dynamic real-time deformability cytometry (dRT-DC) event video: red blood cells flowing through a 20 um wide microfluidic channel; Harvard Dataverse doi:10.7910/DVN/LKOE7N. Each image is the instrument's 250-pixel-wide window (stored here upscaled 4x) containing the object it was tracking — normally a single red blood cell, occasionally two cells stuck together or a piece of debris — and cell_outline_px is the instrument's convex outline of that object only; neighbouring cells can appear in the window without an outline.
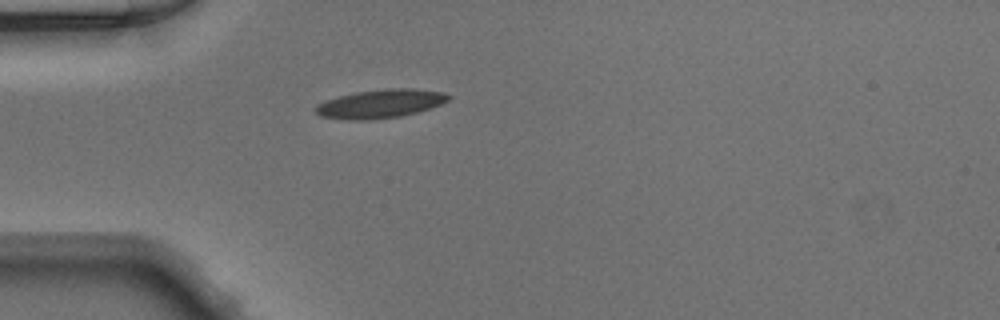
{"species": "Egyptian fruit bat (a non-hibernating species)", "species_latin": "Rousettus aegyptiacus", "temperature_condition": "warm", "stored_images_in_passage": 36, "camera_frame_rate_fps": 3000, "um_per_image_px": 0.085, "animal": {"sex": "male"}, "frame": {"image": 1, "passage_image": 1, "time_ms": 0.0, "image_size_px": [1000, 320], "cell_outline_px": [[452, 96], [448, 100], [440, 104], [416, 112], [400, 116], [364, 120], [348, 120], [320, 116], [316, 112], [316, 104], [324, 100], [356, 92], [392, 88], [412, 88], [444, 92]], "centroid_in_image_um": [32.32, 8.81], "position_along_channel_um": 52.7, "area_um2": 21.91}}
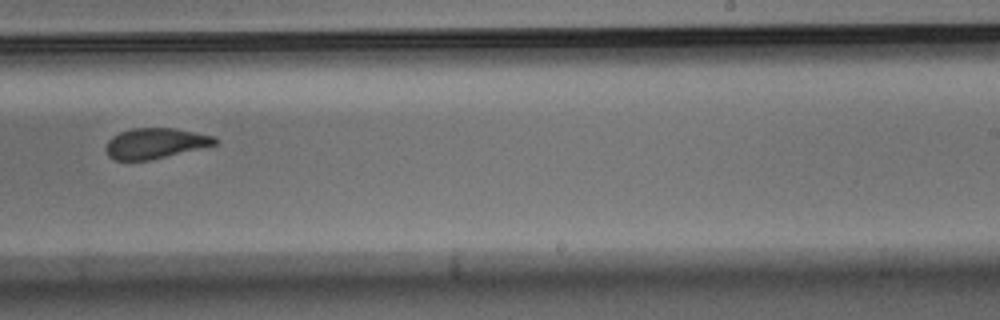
{"frame": {"image": 2, "passage_image": 18, "time_ms": 5.667, "image_size_px": [1000, 320], "cell_outline_px": [[220, 140], [216, 144], [148, 160], [116, 160], [108, 156], [104, 148], [108, 140], [112, 136], [120, 132], [132, 128], [172, 128], [212, 136]], "centroid_in_image_um": [13.13, 12.18], "position_along_channel_um": 275.9, "area_um2": 19.02}}
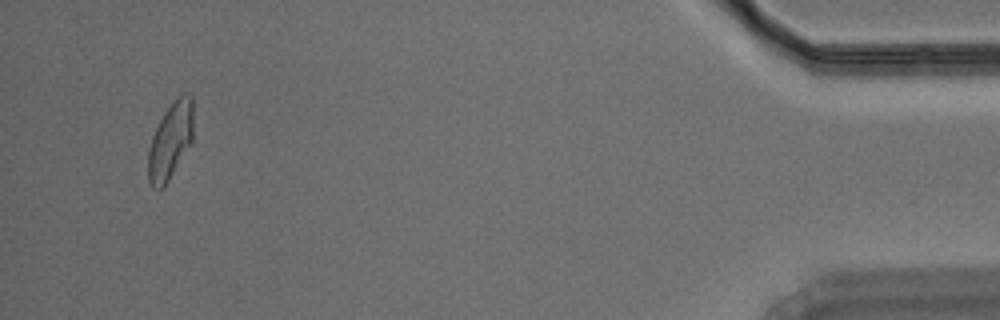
{"frame": {"image": 3, "passage_image": 34, "time_ms": 11.0, "image_size_px": [1000, 320], "cell_outline_px": [[192, 144], [164, 188], [152, 188], [148, 180], [148, 148], [152, 136], [164, 112], [184, 92], [188, 92], [192, 96]], "centroid_in_image_um": [14.48, 12.02], "position_along_channel_um": 420.7, "area_um2": 20.23}}